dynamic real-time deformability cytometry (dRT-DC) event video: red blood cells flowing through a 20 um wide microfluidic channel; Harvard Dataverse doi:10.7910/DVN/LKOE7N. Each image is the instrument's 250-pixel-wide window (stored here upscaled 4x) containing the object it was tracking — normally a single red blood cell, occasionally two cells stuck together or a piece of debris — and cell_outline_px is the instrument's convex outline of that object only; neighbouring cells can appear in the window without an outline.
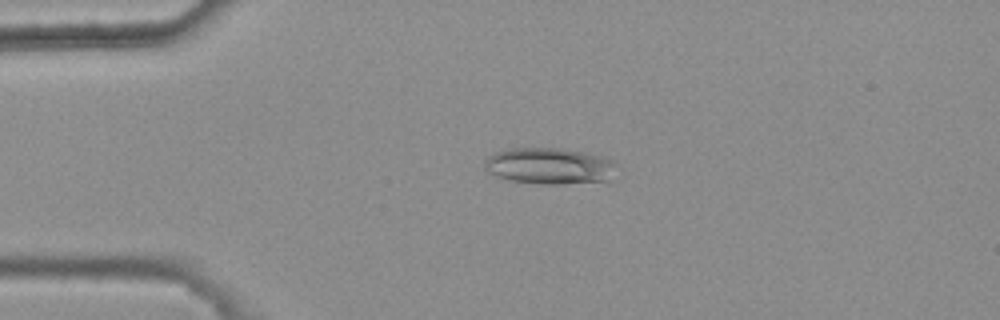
{"species": "common noctule bat (a hibernating species)", "species_latin": "Nyctalus noctula", "temperature_condition": "warm", "stored_images_in_passage": 4, "camera_frame_rate_fps": 3000, "um_per_image_px": 0.085, "animal": {"sex": "female", "body_mass_g": 25.1}, "frame": {"image": 1, "passage_image": 3, "time_ms": 0.667, "image_size_px": [1000, 320], "cell_outline_px": [[616, 164], [608, 180], [560, 184], [540, 184], [512, 180], [496, 176], [488, 172], [484, 168], [484, 160], [488, 156], [496, 152], [508, 148], [560, 148], [584, 152], [600, 156], [612, 160]], "centroid_in_image_um": [46.64, 14.1], "position_along_channel_um": 38.4, "area_um2": 27.74}}